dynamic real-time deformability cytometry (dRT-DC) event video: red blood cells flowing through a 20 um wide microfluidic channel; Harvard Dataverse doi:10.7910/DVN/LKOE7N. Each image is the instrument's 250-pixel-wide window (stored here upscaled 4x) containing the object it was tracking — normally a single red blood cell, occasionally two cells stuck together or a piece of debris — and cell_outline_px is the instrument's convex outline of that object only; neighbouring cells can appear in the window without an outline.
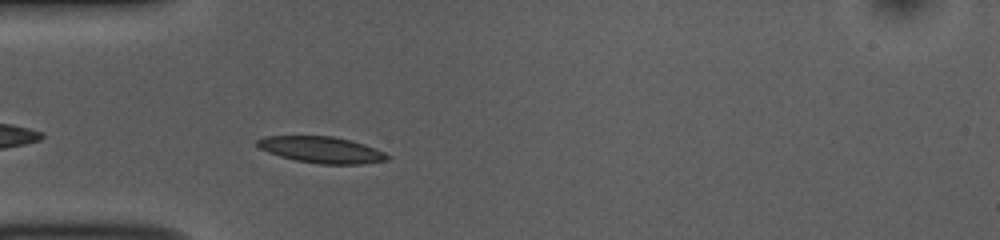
{"species": "common noctule bat (a hibernating species)", "species_latin": "Nyctalus noctula", "temperature_condition": "room temperature", "stored_images_in_passage": 41, "camera_frame_rate_fps": 3000, "um_per_image_px": 0.085, "animal": {"sex": "female", "body_mass_g": 10.0, "forearm_length_mm": 53.1}, "frame": {"image": 1, "passage_image": 3, "time_ms": 0.667, "image_size_px": [1000, 240], "cell_outline_px": [[392, 156], [388, 160], [360, 164], [320, 164], [296, 160], [280, 156], [268, 152], [260, 148], [256, 144], [256, 140], [264, 136], [332, 136], [352, 140], [364, 144], [384, 152]], "centroid_in_image_um": [27.34, 12.73], "position_along_channel_um": 57.7, "area_um2": 20.0}}
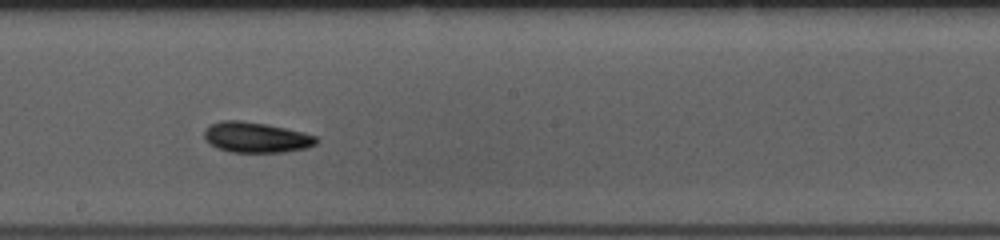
{"frame": {"image": 2, "passage_image": 17, "time_ms": 5.333, "image_size_px": [1000, 240], "cell_outline_px": [[320, 140], [316, 144], [304, 148], [284, 152], [232, 152], [216, 148], [204, 140], [204, 132], [208, 124], [220, 120], [240, 120], [264, 124], [284, 128], [316, 136]], "centroid_in_image_um": [21.7, 11.67], "position_along_channel_um": 226.5, "area_um2": 19.88}}
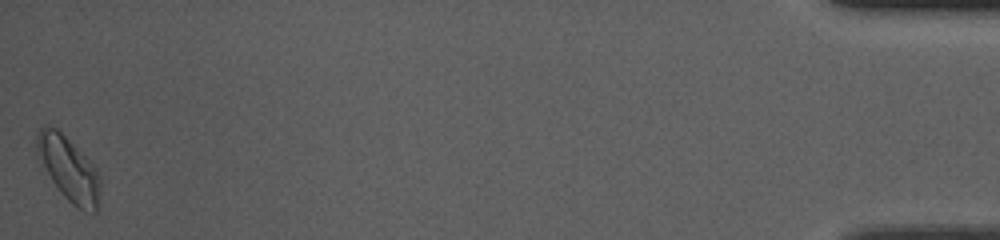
{"frame": {"image": 3, "passage_image": 41, "time_ms": 13.333, "image_size_px": [1000, 240], "cell_outline_px": [[100, 188], [96, 212], [84, 212], [72, 204], [60, 192], [40, 164], [36, 156], [36, 136], [40, 128], [44, 124], [48, 124], [56, 128], [96, 168], [100, 176]], "centroid_in_image_um": [5.8, 14.35], "position_along_channel_um": 429.4, "area_um2": 23.64}, "authors_computed_cell_mechanics": {"area_um2": 19.2474, "velocity_mm_per_s": 3.6985, "shape_relaxation_time_tau1_ms": 2.5976, "shape_relaxation_time_tau2_ms": 7.9814, "deformation_change_tau1": 0.1036, "deformation_change_tau2": 0.1477}}